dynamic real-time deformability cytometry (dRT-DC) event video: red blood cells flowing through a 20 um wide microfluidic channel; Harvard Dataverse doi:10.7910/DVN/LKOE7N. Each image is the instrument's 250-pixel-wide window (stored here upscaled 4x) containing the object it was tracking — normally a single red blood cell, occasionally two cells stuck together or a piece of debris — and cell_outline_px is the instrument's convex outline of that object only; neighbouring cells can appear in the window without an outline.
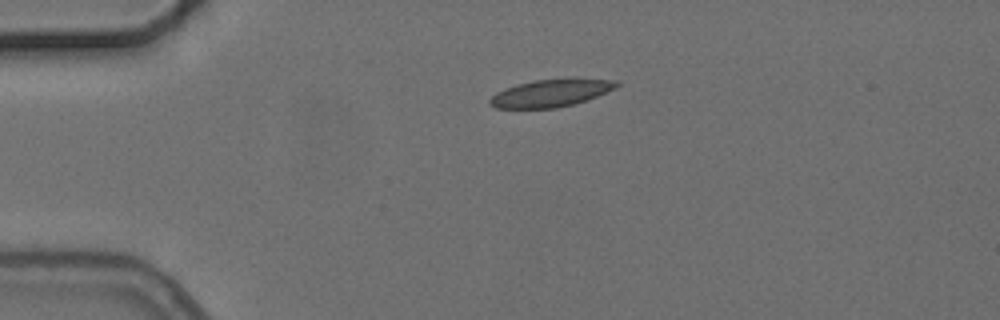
{"species": "common noctule bat (a hibernating species)", "species_latin": "Nyctalus noctula", "temperature_condition": "cold", "stored_images_in_passage": 2, "camera_frame_rate_fps": 3000, "um_per_image_px": 0.085, "animal": {"sex": "female", "body_mass_g": 24.6, "forearm_length_mm": 56.2}, "frame": {"image": 1, "passage_image": 1, "time_ms": 0.0, "image_size_px": [1000, 320], "cell_outline_px": [[620, 84], [616, 88], [588, 100], [556, 108], [496, 108], [488, 104], [488, 100], [496, 92], [504, 88], [516, 84], [536, 80], [616, 80]], "centroid_in_image_um": [46.75, 7.94], "position_along_channel_um": 38.2, "area_um2": 19.83}}